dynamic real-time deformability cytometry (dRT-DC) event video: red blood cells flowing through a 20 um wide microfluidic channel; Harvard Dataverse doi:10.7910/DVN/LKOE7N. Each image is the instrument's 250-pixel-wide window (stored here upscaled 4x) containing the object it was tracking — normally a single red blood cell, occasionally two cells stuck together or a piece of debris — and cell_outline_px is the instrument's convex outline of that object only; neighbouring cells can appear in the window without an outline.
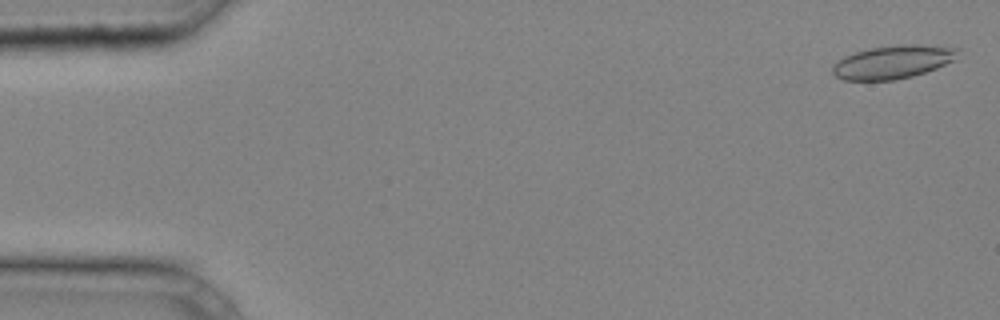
{"species": "common noctule bat (a hibernating species)", "species_latin": "Nyctalus noctula", "temperature_condition": "cold", "stored_images_in_passage": 38, "camera_frame_rate_fps": 3000, "um_per_image_px": 0.085, "animal": {"sex": "male", "body_mass_g": 20.4}, "frame": {"image": 1, "passage_image": 1, "time_ms": 0.0, "image_size_px": [1000, 320], "cell_outline_px": [[960, 48], [956, 60], [936, 68], [912, 76], [892, 80], [844, 80], [836, 76], [832, 72], [832, 68], [844, 56], [856, 52], [872, 48], [900, 44], [920, 44]], "centroid_in_image_um": [75.95, 5.26], "position_along_channel_um": 9.1, "area_um2": 24.16}}
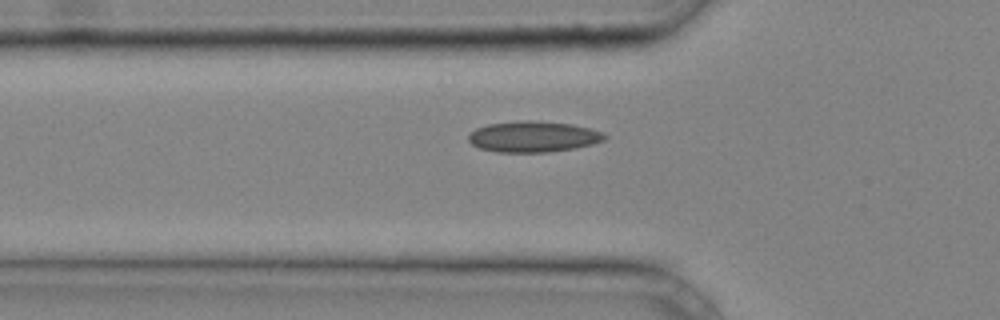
{"frame": {"image": 2, "passage_image": 14, "time_ms": 4.333, "image_size_px": [1000, 320], "cell_outline_px": [[608, 136], [604, 140], [592, 144], [576, 148], [548, 152], [496, 152], [480, 148], [472, 144], [468, 140], [468, 136], [476, 128], [488, 124], [524, 120], [528, 120], [572, 124], [592, 128], [604, 132]], "centroid_in_image_um": [45.36, 11.61], "position_along_channel_um": 80.4, "area_um2": 24.62}}
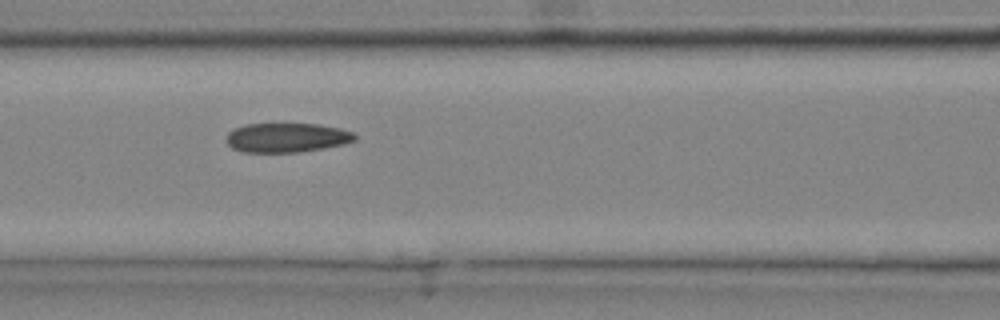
{"frame": {"image": 3, "passage_image": 18, "time_ms": 5.667, "image_size_px": [1000, 320], "cell_outline_px": [[356, 140], [344, 144], [324, 148], [300, 152], [244, 152], [232, 148], [224, 140], [228, 132], [244, 124], [320, 124], [340, 128], [352, 132], [356, 136]], "centroid_in_image_um": [24.36, 11.7], "position_along_channel_um": 142.2, "area_um2": 22.08}}